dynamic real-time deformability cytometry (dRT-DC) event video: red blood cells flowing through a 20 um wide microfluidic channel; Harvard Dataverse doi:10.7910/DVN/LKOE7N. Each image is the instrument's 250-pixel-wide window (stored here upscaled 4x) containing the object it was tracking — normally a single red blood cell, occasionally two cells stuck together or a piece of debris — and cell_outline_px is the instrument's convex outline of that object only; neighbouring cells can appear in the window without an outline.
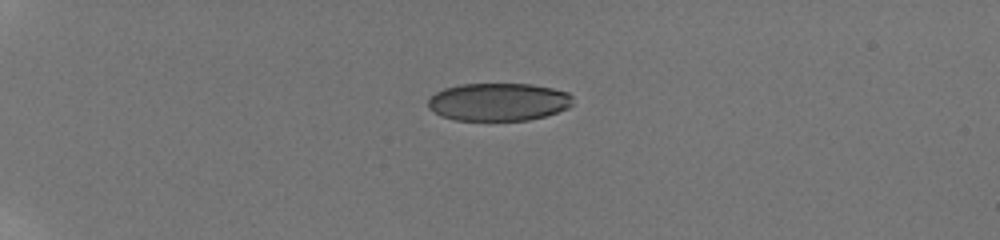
{"species": "human", "species_latin": "Homo sapiens", "temperature_condition": "room temperature", "stored_images_in_passage": 64, "camera_frame_rate_fps": 3000, "um_per_image_px": 0.085, "donor": {"sex": "male"}, "frame": {"image": 1, "passage_image": 1, "time_ms": 0.0, "image_size_px": [1000, 240], "cell_outline_px": [[572, 104], [568, 108], [544, 116], [528, 120], [456, 120], [440, 116], [428, 108], [428, 100], [436, 92], [444, 88], [460, 84], [532, 84], [552, 88], [568, 92], [572, 96]], "centroid_in_image_um": [42.36, 8.66], "position_along_channel_um": 42.6, "area_um2": 31.96}}
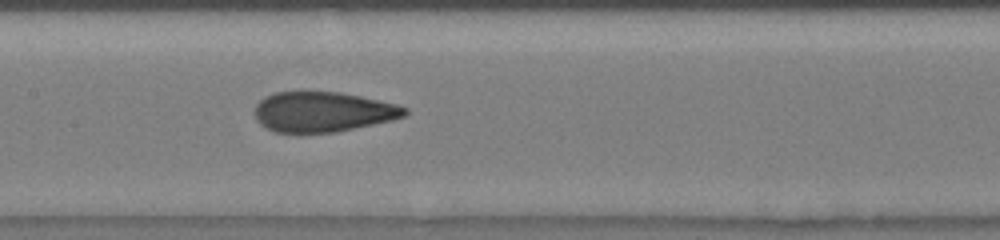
{"frame": {"image": 2, "passage_image": 28, "time_ms": 5.333, "image_size_px": [1000, 240], "cell_outline_px": [[408, 112], [404, 116], [392, 120], [336, 132], [276, 132], [260, 124], [256, 120], [256, 104], [264, 96], [276, 92], [340, 92], [396, 104], [408, 108]], "centroid_in_image_um": [27.44, 9.5], "position_along_channel_um": 180.0, "area_um2": 34.74}}
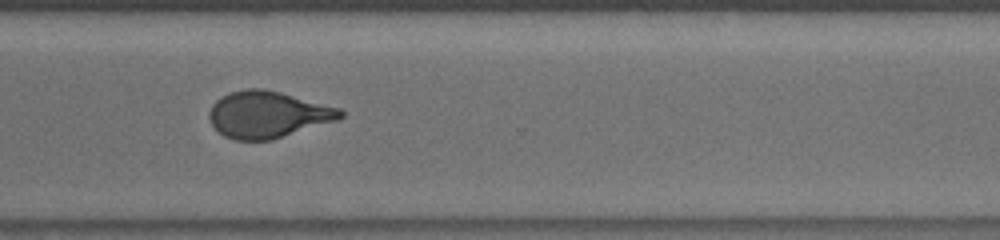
{"frame": {"image": 3, "passage_image": 52, "time_ms": 9.667, "image_size_px": [1000, 240], "cell_outline_px": [[344, 116], [340, 120], [272, 140], [232, 140], [224, 136], [212, 124], [208, 116], [208, 112], [212, 104], [216, 100], [232, 92], [244, 88], [264, 88], [280, 92], [340, 108], [344, 112]], "centroid_in_image_um": [22.79, 9.74], "position_along_channel_um": 347.8, "area_um2": 35.84}, "authors_computed_cell_mechanics": {"area_um2": 35.4892, "velocity_mm_per_s": 3.8782, "shape_relaxation_time_tau1_ms": 4.9851, "shape_relaxation_time_tau2_ms": 0.8228, "deformation_change_tau1": 0.185, "deformation_change_tau2": 0.0806}}